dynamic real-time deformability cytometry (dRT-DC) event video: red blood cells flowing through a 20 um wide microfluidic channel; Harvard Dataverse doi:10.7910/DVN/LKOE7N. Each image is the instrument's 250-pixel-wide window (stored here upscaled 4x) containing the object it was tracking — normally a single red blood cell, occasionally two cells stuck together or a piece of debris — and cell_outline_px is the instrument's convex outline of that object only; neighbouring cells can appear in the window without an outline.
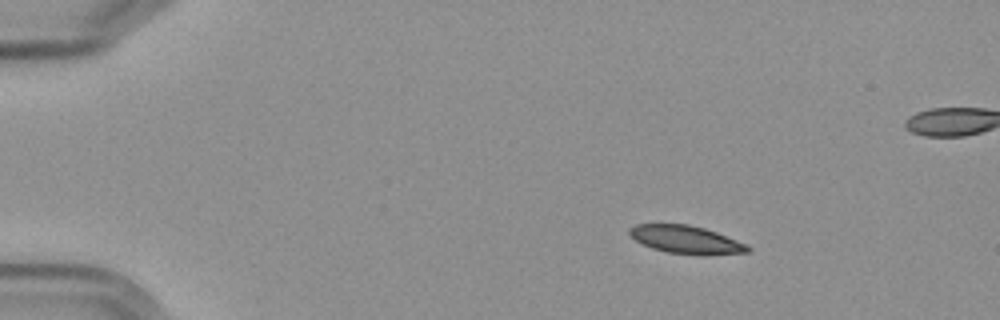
{"species": "Egyptian fruit bat (a non-hibernating species)", "species_latin": "Rousettus aegyptiacus", "temperature_condition": "cold", "stored_images_in_passage": 4, "camera_frame_rate_fps": 3000, "um_per_image_px": 0.085, "frame": {"image": 1, "passage_image": 1, "time_ms": 0.0, "image_size_px": [1000, 320], "cell_outline_px": [[752, 252], [704, 256], [700, 256], [668, 252], [652, 248], [636, 240], [628, 232], [628, 228], [636, 224], [688, 224], [704, 228], [716, 232], [748, 244], [752, 248]], "centroid_in_image_um": [58.39, 20.38], "position_along_channel_um": 26.6, "area_um2": 19.54}}